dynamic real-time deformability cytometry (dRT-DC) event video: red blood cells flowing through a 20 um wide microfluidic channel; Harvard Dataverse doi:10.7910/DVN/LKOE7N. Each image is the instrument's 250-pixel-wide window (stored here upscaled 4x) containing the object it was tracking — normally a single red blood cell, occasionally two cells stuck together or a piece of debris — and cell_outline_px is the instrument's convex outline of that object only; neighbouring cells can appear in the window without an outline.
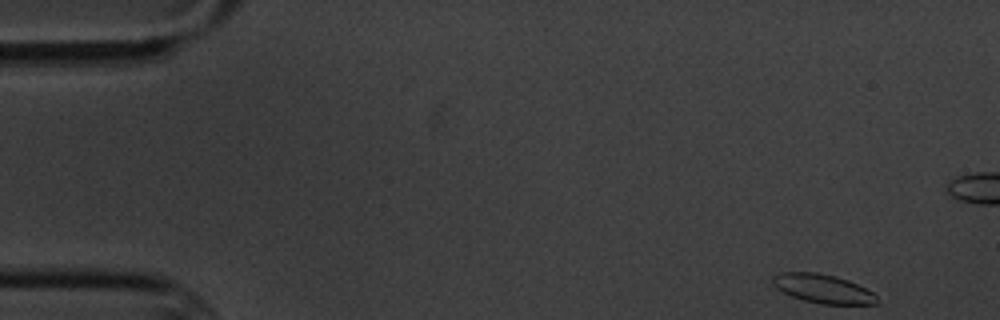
{"species": "common noctule bat (a hibernating species)", "species_latin": "Nyctalus noctula", "temperature_condition": "cold", "stored_images_in_passage": 10, "segment_of_instrument_passage": [1, 2], "camera_frame_rate_fps": 3000, "um_per_image_px": 0.085, "animal": {"sex": "male", "body_mass_g": 20.1, "forearm_length_mm": 53.5}, "frame": {"image": 1, "passage_image": 1, "time_ms": 0.0, "image_size_px": [1000, 320], "cell_outline_px": [[880, 304], [820, 304], [804, 300], [792, 296], [776, 288], [772, 280], [772, 276], [776, 272], [816, 272], [836, 276], [848, 280], [872, 292], [876, 296]], "centroid_in_image_um": [69.93, 24.53], "position_along_channel_um": 15.1, "area_um2": 17.51}}
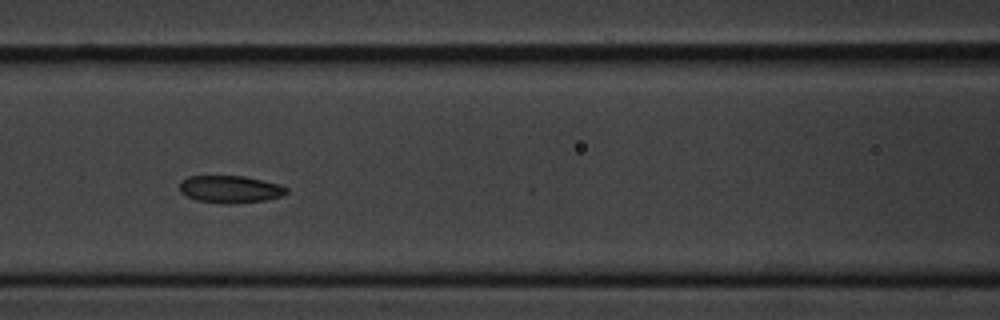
{"frame": {"image": 2, "passage_image": 7, "time_ms": 7.0, "image_size_px": [1000, 320], "cell_outline_px": [[288, 192], [284, 196], [268, 200], [228, 204], [224, 204], [196, 200], [180, 192], [180, 180], [188, 176], [244, 176], [264, 180], [280, 184], [288, 188]], "centroid_in_image_um": [19.6, 16.08], "position_along_channel_um": 147.0, "area_um2": 17.28}}
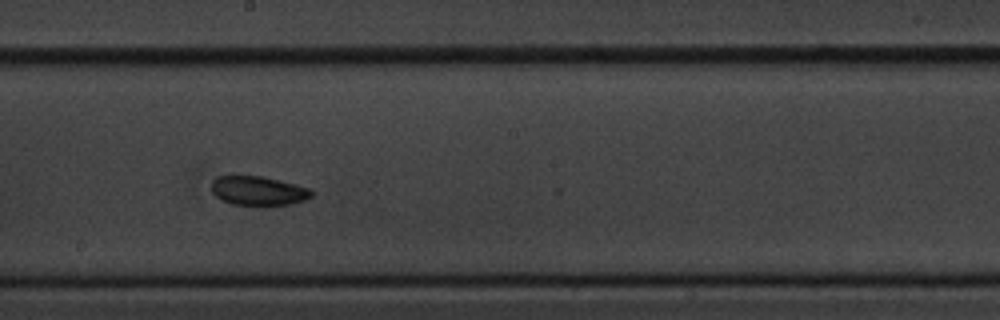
{"frame": {"image": 3, "passage_image": 9, "time_ms": 9.333, "image_size_px": [1000, 320], "cell_outline_px": [[312, 196], [304, 200], [292, 204], [264, 208], [256, 208], [232, 204], [220, 200], [212, 192], [212, 180], [216, 176], [260, 176], [312, 188]], "centroid_in_image_um": [21.95, 16.27], "position_along_channel_um": 226.2, "area_um2": 17.74}}